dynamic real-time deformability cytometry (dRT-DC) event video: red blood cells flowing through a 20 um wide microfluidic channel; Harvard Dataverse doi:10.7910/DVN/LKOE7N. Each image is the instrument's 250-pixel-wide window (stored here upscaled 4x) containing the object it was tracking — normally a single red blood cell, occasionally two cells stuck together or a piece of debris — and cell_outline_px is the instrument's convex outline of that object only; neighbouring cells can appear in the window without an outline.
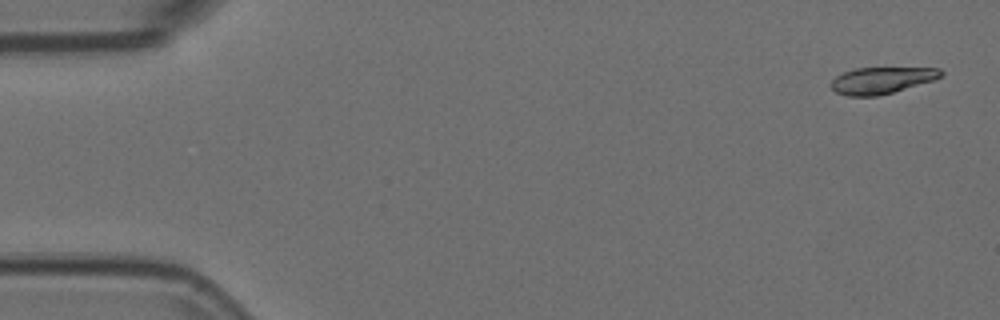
{"species": "Egyptian fruit bat (a non-hibernating species)", "species_latin": "Rousettus aegyptiacus", "temperature_condition": "room temperature", "stored_images_in_passage": 53, "camera_frame_rate_fps": 3000, "um_per_image_px": 0.085, "animal": {"sex": "female"}, "frame": {"image": 1, "passage_image": 2, "time_ms": 0.333, "image_size_px": [1000, 320], "cell_outline_px": [[944, 76], [932, 80], [892, 92], [876, 96], [848, 96], [836, 92], [828, 84], [836, 76], [844, 72], [856, 68], [940, 68], [944, 72]], "centroid_in_image_um": [74.92, 6.82], "position_along_channel_um": 10.1, "area_um2": 16.88}}
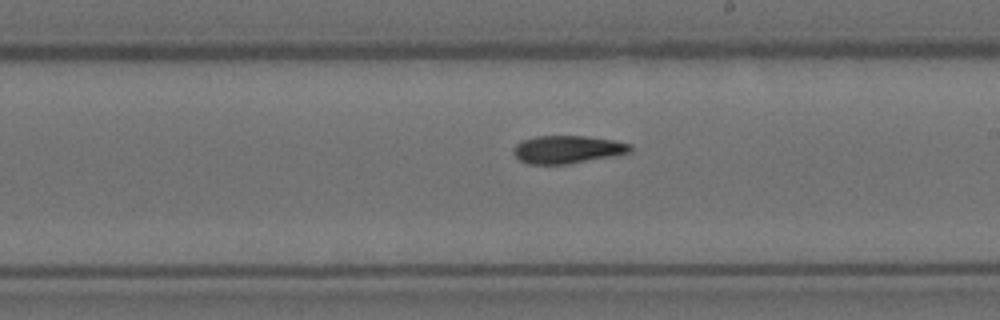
{"frame": {"image": 2, "passage_image": 31, "time_ms": 10.0, "image_size_px": [1000, 320], "cell_outline_px": [[632, 152], [612, 156], [568, 164], [528, 164], [520, 160], [512, 152], [512, 148], [520, 140], [536, 136], [584, 136], [612, 140], [632, 144]], "centroid_in_image_um": [48.2, 12.7], "position_along_channel_um": 240.8, "area_um2": 19.02}}
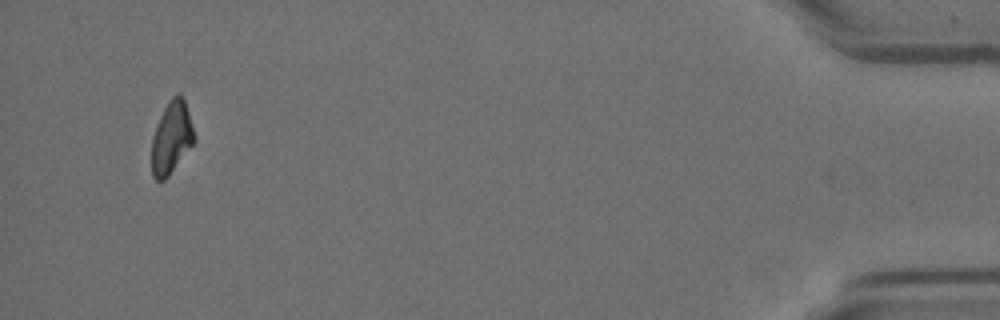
{"frame": {"image": 3, "passage_image": 52, "time_ms": 17.0, "image_size_px": [1000, 320], "cell_outline_px": [[196, 140], [168, 176], [164, 180], [156, 180], [152, 176], [152, 136], [156, 124], [168, 100], [172, 96], [180, 92], [184, 96]], "centroid_in_image_um": [14.57, 11.66], "position_along_channel_um": 420.6, "area_um2": 17.98}, "authors_computed_cell_mechanics": {"area_um2": 18.7272, "velocity_mm_per_s": 3.7142, "shape_relaxation_time_tau1_ms": 5.9529, "shape_relaxation_time_tau2_ms": null, "deformation_change_tau1": 0.1621, "deformation_change_tau2": null}}